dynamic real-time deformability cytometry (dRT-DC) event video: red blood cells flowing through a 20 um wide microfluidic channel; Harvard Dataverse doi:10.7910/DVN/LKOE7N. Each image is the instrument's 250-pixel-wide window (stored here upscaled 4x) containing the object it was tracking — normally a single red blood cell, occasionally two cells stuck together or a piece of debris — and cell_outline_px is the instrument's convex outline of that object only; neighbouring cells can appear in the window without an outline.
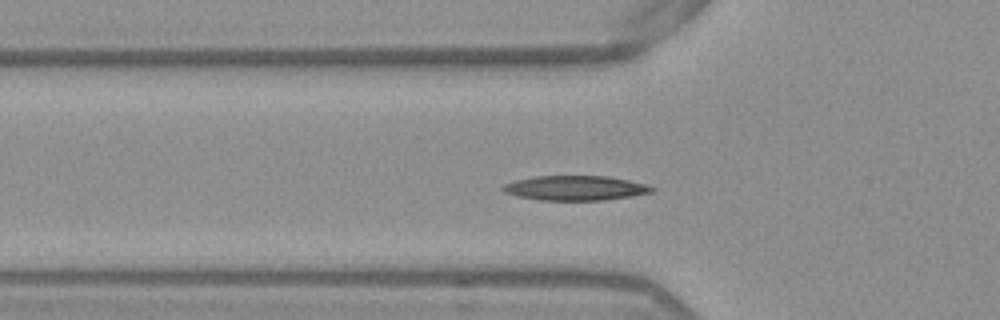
{"species": "Egyptian fruit bat (a non-hibernating species)", "species_latin": "Rousettus aegyptiacus", "temperature_condition": "warm", "stored_images_in_passage": 37, "camera_frame_rate_fps": 3000, "um_per_image_px": 0.085, "frame": {"image": 1, "passage_image": 2, "time_ms": 0.333, "image_size_px": [1000, 320], "cell_outline_px": [[656, 188], [652, 192], [632, 196], [604, 200], [540, 200], [516, 196], [504, 192], [500, 188], [504, 184], [516, 180], [536, 176], [604, 176], [628, 180], [644, 184]], "centroid_in_image_um": [48.87, 15.98], "position_along_channel_um": 76.9, "area_um2": 21.33}}
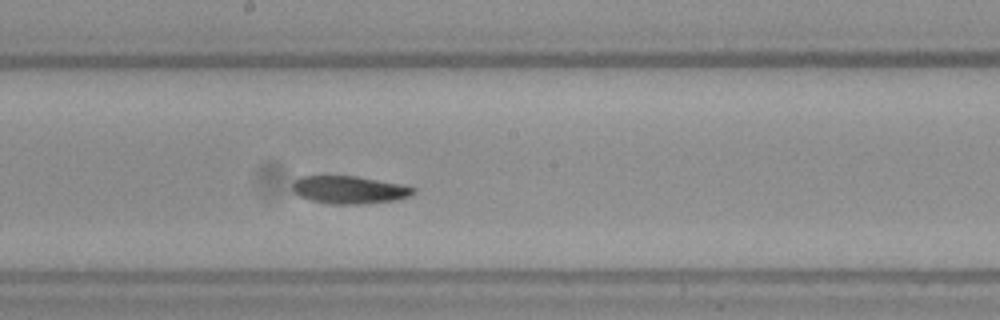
{"frame": {"image": 2, "passage_image": 13, "time_ms": 4.0, "image_size_px": [1000, 320], "cell_outline_px": [[416, 192], [408, 196], [396, 200], [360, 204], [328, 204], [308, 200], [292, 192], [292, 184], [300, 176], [356, 176], [400, 184], [416, 188]], "centroid_in_image_um": [29.65, 16.14], "position_along_channel_um": 218.5, "area_um2": 19.59}}
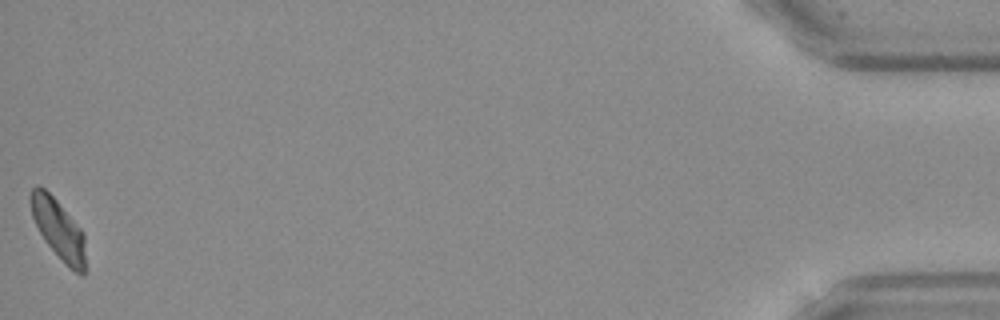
{"frame": {"image": 3, "passage_image": 37, "time_ms": 12.0, "image_size_px": [1000, 320], "cell_outline_px": [[84, 276], [80, 276], [68, 268], [44, 240], [32, 216], [28, 200], [28, 196], [32, 188], [36, 184], [44, 188], [56, 200], [84, 232]], "centroid_in_image_um": [4.94, 19.47], "position_along_channel_um": 430.3, "area_um2": 19.19}}